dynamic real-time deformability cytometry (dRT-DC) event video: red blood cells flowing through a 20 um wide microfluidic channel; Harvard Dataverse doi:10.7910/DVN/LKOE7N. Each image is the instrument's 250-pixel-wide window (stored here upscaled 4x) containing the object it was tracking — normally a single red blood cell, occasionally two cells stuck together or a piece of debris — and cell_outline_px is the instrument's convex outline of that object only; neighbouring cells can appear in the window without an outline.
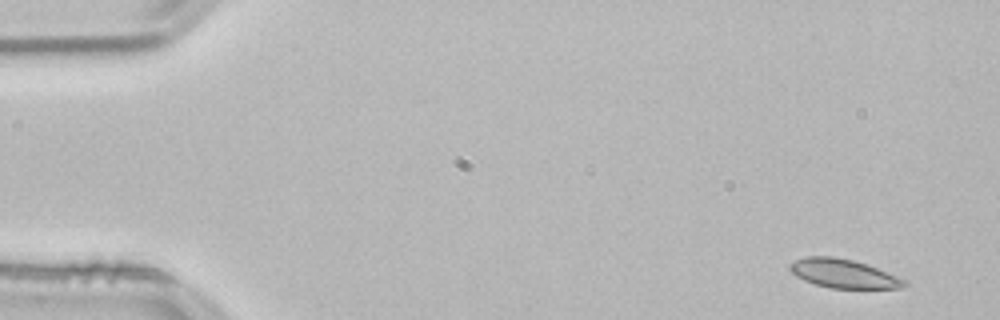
{"species": "common noctule bat (a hibernating species)", "species_latin": "Nyctalus noctula", "temperature_condition": "room temperature", "stored_images_in_passage": 52, "camera_frame_rate_fps": 3000, "um_per_image_px": 0.085, "animal": {"sex": "male", "body_mass_g": 21.5, "forearm_length_mm": 52.0}, "frame": {"image": 1, "passage_image": 1, "time_ms": 0.0, "image_size_px": [1000, 320], "cell_outline_px": [[908, 284], [900, 288], [828, 288], [804, 280], [796, 276], [788, 268], [788, 264], [804, 256], [832, 256], [852, 260], [876, 268], [908, 280]], "centroid_in_image_um": [71.68, 23.25], "position_along_channel_um": 13.3, "area_um2": 19.13}}
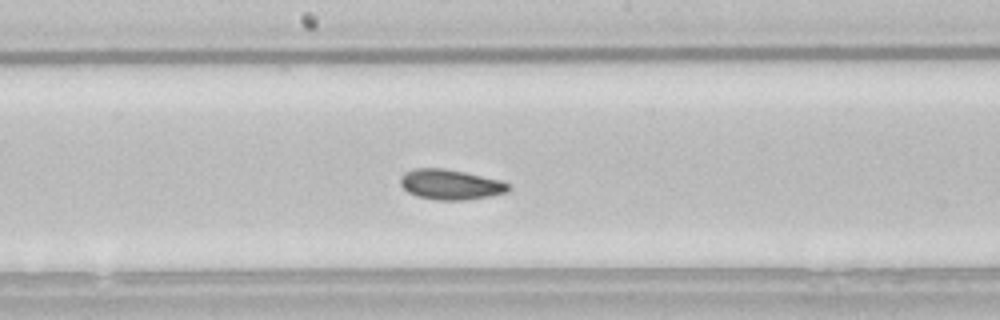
{"frame": {"image": 2, "passage_image": 26, "time_ms": 8.333, "image_size_px": [1000, 320], "cell_outline_px": [[512, 188], [504, 192], [488, 196], [464, 200], [436, 200], [416, 196], [408, 192], [400, 184], [400, 180], [404, 172], [416, 168], [444, 168], [464, 172], [500, 180], [508, 184]], "centroid_in_image_um": [38.25, 15.68], "position_along_channel_um": 209.9, "area_um2": 18.84}}
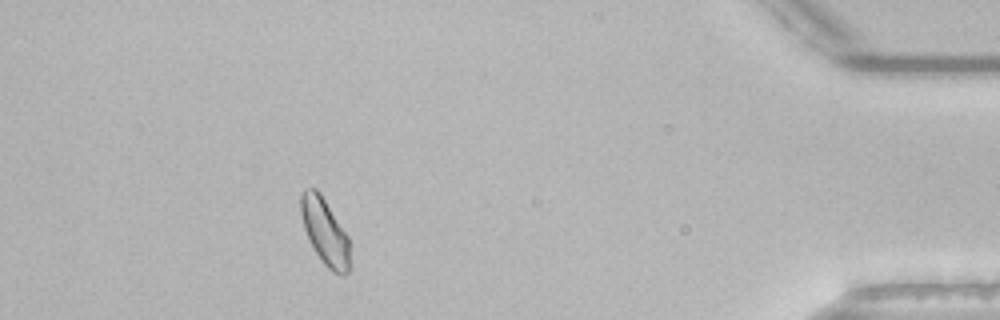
{"frame": {"image": 3, "passage_image": 46, "time_ms": 15.0, "image_size_px": [1000, 320], "cell_outline_px": [[348, 272], [344, 276], [340, 276], [332, 272], [320, 260], [308, 240], [304, 228], [300, 212], [300, 196], [304, 188], [316, 188], [320, 192], [348, 236]], "centroid_in_image_um": [27.58, 19.68], "position_along_channel_um": 407.6, "area_um2": 18.96}, "authors_computed_cell_mechanics": {"area_um2": 18.8139, "velocity_mm_per_s": 3.7945, "shape_relaxation_time_tau1_ms": 7.9707, "shape_relaxation_time_tau2_ms": 2.4132, "deformation_change_tau1": 0.1116, "deformation_change_tau2": 0.0492}}